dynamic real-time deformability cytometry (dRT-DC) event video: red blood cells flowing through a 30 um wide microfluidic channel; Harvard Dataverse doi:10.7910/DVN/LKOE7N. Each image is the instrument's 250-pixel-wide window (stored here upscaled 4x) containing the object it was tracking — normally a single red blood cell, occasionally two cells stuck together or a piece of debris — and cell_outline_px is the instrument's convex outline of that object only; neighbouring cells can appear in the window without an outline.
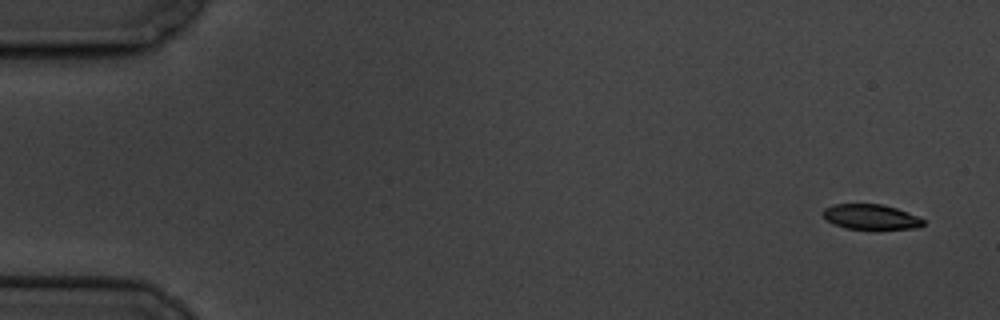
{"species": "common noctule bat (a hibernating species)", "species_latin": "Nyctalus noctula", "temperature_condition": "cold", "stored_images_in_passage": 7, "camera_frame_rate_fps": 3000, "um_per_image_px": 0.085, "animal": {"sex": "male", "body_mass_g": 19.5, "forearm_length_mm": 54.6}, "frame": {"image": 1, "passage_image": 1, "time_ms": 0.0, "image_size_px": [1000, 320], "cell_outline_px": [[924, 224], [920, 228], [872, 232], [844, 228], [832, 224], [824, 216], [824, 208], [832, 204], [880, 204], [896, 208], [908, 212], [924, 220]], "centroid_in_image_um": [74.06, 18.5], "position_along_channel_um": 10.9, "area_um2": 15.49}}
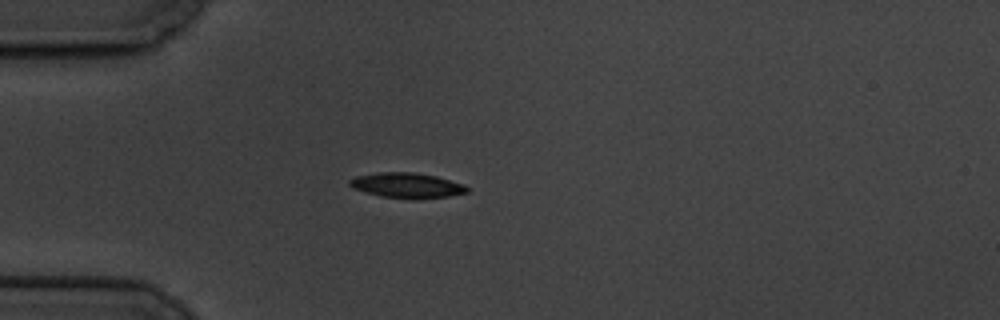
{"frame": {"image": 2, "passage_image": 5, "time_ms": 4.667, "image_size_px": [1000, 320], "cell_outline_px": [[468, 192], [448, 196], [412, 200], [380, 196], [352, 188], [348, 184], [348, 180], [356, 176], [380, 172], [416, 172], [436, 176], [464, 184], [468, 188]], "centroid_in_image_um": [34.57, 15.76], "position_along_channel_um": 50.4, "area_um2": 17.4}}
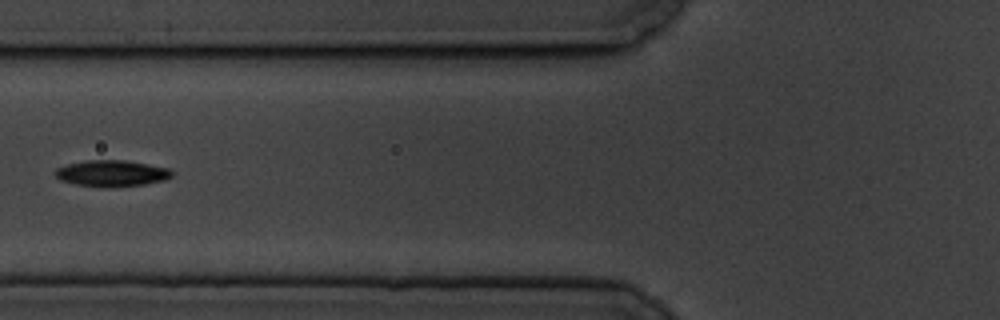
{"frame": {"image": 3, "passage_image": 7, "time_ms": 7.0, "image_size_px": [1000, 320], "cell_outline_px": [[176, 172], [172, 176], [164, 180], [144, 184], [104, 188], [76, 184], [60, 180], [52, 172], [56, 168], [68, 164], [84, 160], [124, 160], [148, 164], [168, 168]], "centroid_in_image_um": [9.48, 14.73], "position_along_channel_um": 116.3, "area_um2": 18.03}}